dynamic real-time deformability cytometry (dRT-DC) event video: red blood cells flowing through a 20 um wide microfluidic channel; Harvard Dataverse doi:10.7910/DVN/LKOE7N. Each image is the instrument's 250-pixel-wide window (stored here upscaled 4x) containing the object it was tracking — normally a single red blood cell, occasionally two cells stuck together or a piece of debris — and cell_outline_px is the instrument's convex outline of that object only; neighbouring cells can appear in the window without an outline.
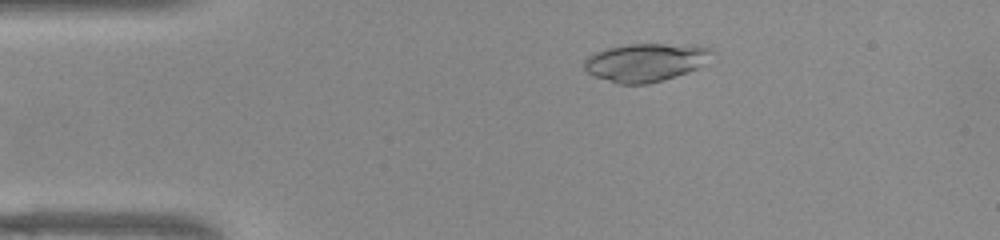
{"species": "common noctule bat (a hibernating species)", "species_latin": "Nyctalus noctula", "temperature_condition": "warm", "stored_images_in_passage": 52, "camera_frame_rate_fps": 3000, "um_per_image_px": 0.085, "animal": {"sex": "female", "body_mass_g": 22.0, "forearm_length_mm": 56.7}, "frame": {"image": 1, "passage_image": 10, "time_ms": 3.0, "image_size_px": [1000, 240], "cell_outline_px": [[716, 52], [704, 64], [688, 72], [664, 80], [648, 84], [616, 84], [596, 76], [588, 72], [584, 68], [584, 60], [588, 56], [596, 52], [608, 48], [628, 44], [688, 44], [712, 48]], "centroid_in_image_um": [54.92, 5.29], "position_along_channel_um": 30.1, "area_um2": 28.55}}
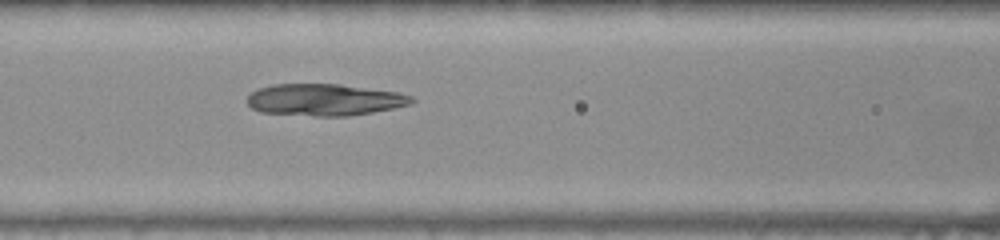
{"frame": {"image": 2, "passage_image": 22, "time_ms": 7.0, "image_size_px": [1000, 240], "cell_outline_px": [[416, 100], [412, 104], [372, 112], [348, 116], [316, 116], [260, 112], [252, 108], [248, 104], [248, 96], [252, 92], [260, 88], [272, 84], [340, 84], [400, 92], [412, 96]], "centroid_in_image_um": [27.62, 8.48], "position_along_channel_um": 139.0, "area_um2": 30.52}}
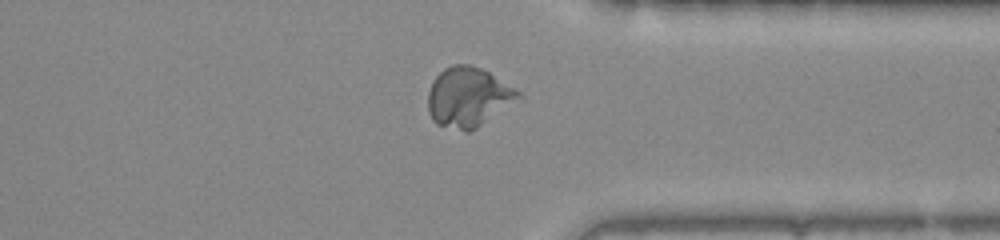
{"frame": {"image": 3, "passage_image": 40, "time_ms": 13.0, "image_size_px": [1000, 240], "cell_outline_px": [[524, 100], [476, 128], [468, 132], [464, 132], [436, 124], [432, 120], [428, 112], [428, 92], [436, 76], [444, 68], [452, 64], [472, 64], [488, 72], [520, 92], [524, 96]], "centroid_in_image_um": [39.85, 8.28], "position_along_channel_um": 371.6, "area_um2": 32.02}, "authors_computed_cell_mechanics": {"area_um2": 29.7959, "velocity_mm_per_s": 3.9326, "shape_relaxation_time_tau1_ms": null, "shape_relaxation_time_tau2_ms": 2.2786, "deformation_change_tau1": null, "deformation_change_tau2": 0.0442}}